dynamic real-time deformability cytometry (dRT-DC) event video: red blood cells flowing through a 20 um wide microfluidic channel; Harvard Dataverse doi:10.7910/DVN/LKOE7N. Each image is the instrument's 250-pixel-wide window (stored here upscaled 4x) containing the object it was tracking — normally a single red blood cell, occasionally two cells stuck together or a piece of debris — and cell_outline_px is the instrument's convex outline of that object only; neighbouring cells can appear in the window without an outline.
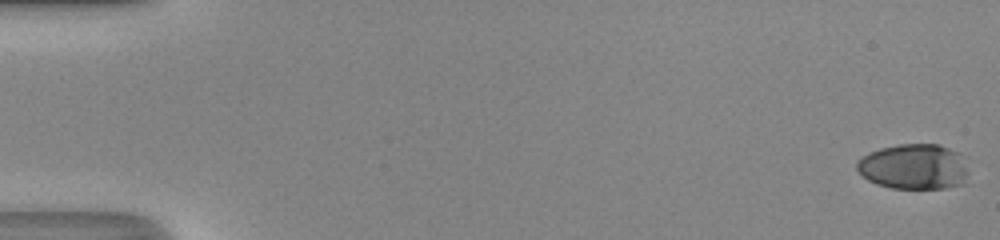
{"species": "human", "species_latin": "Homo sapiens", "temperature_condition": "room temperature", "stored_images_in_passage": 50, "camera_frame_rate_fps": 3000, "um_per_image_px": 0.085, "donor": {"sex": "male"}, "frame": {"image": 1, "passage_image": 1, "time_ms": 0.0, "image_size_px": [1000, 240], "cell_outline_px": [[968, 172], [964, 184], [944, 188], [892, 188], [876, 184], [868, 180], [856, 168], [856, 160], [868, 152], [880, 148], [900, 144], [936, 144], [960, 152]], "centroid_in_image_um": [77.67, 14.16], "position_along_channel_um": 7.3, "area_um2": 29.65}}
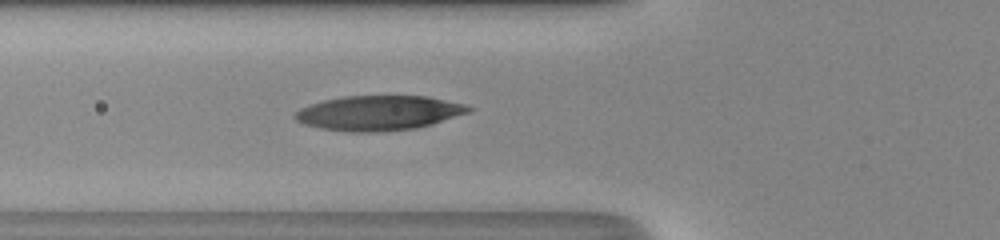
{"frame": {"image": 2, "passage_image": 20, "time_ms": 6.333, "image_size_px": [1000, 240], "cell_outline_px": [[472, 108], [468, 112], [432, 124], [416, 128], [380, 132], [348, 132], [320, 128], [304, 124], [296, 120], [292, 116], [300, 108], [324, 100], [340, 96], [428, 96], [464, 104]], "centroid_in_image_um": [32.15, 9.6], "position_along_channel_um": 93.6, "area_um2": 35.08}}
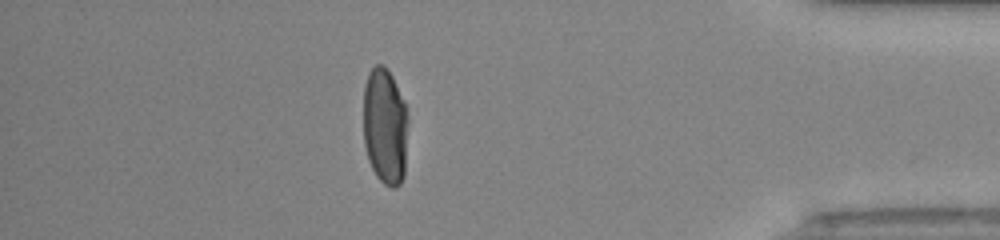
{"frame": {"image": 3, "passage_image": 44, "time_ms": 14.333, "image_size_px": [1000, 240], "cell_outline_px": [[408, 120], [404, 176], [400, 184], [396, 188], [392, 188], [384, 184], [376, 176], [368, 160], [364, 144], [364, 84], [368, 72], [376, 64], [384, 64], [388, 68], [404, 100], [408, 116]], "centroid_in_image_um": [32.73, 10.72], "position_along_channel_um": 402.5, "area_um2": 30.92}, "authors_computed_cell_mechanics": {"area_um2": 33.6974, "velocity_mm_per_s": 4.3483, "shape_relaxation_time_tau1_ms": 7.5189, "shape_relaxation_time_tau2_ms": 0.9655, "deformation_change_tau1": 0.3357, "deformation_change_tau2": 0.0664}}